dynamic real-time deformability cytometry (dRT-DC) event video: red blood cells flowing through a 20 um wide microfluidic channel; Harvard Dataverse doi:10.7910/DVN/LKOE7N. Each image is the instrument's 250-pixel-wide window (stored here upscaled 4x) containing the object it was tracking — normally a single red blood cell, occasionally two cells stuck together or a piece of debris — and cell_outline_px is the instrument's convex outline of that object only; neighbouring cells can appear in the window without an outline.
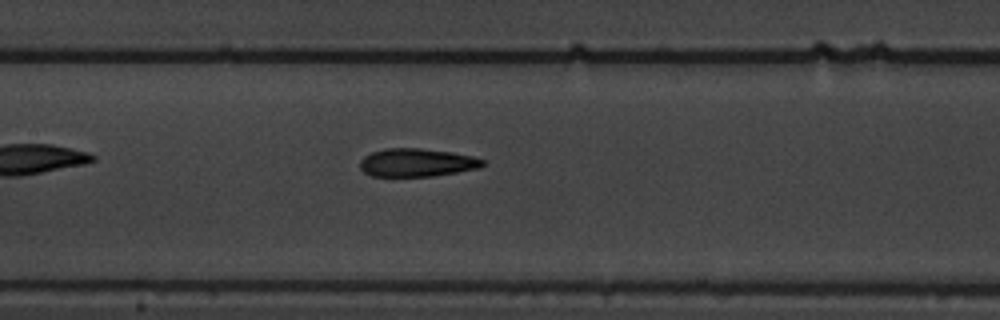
{"species": "common noctule bat (a hibernating species)", "species_latin": "Nyctalus noctula", "temperature_condition": "warm", "stored_images_in_passage": 8, "camera_frame_rate_fps": 3000, "um_per_image_px": 0.085, "animal": {"sex": "male", "body_mass_g": 19.5, "forearm_length_mm": 54.6}, "frame": {"image": 1, "passage_image": 8, "time_ms": 9.0, "image_size_px": [1000, 320], "cell_outline_px": [[484, 164], [480, 168], [432, 176], [372, 176], [364, 172], [360, 168], [360, 160], [364, 156], [372, 152], [384, 148], [420, 148], [452, 152], [472, 156], [484, 160]], "centroid_in_image_um": [35.41, 13.81], "position_along_channel_um": 172.0, "area_um2": 20.11}}